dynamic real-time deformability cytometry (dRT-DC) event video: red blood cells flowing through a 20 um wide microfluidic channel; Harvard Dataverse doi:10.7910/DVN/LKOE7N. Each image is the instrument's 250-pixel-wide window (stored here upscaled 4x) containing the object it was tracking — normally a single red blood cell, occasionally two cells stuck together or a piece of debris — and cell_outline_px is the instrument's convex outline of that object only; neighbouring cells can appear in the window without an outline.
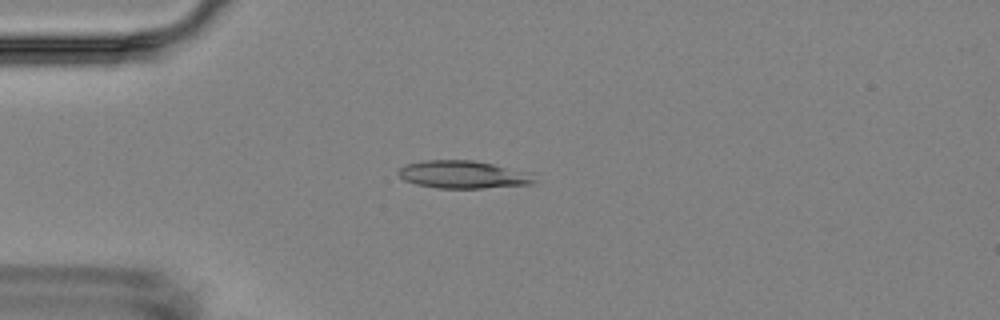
{"species": "Egyptian fruit bat (a non-hibernating species)", "species_latin": "Rousettus aegyptiacus", "temperature_condition": "room temperature", "stored_images_in_passage": 8, "camera_frame_rate_fps": 3000, "um_per_image_px": 0.085, "animal": {"sex": "female"}, "frame": {"image": 1, "passage_image": 4, "time_ms": 3.333, "image_size_px": [1000, 320], "cell_outline_px": [[536, 180], [532, 184], [484, 188], [436, 188], [416, 184], [404, 180], [396, 172], [400, 168], [408, 164], [424, 160], [472, 160], [532, 172]], "centroid_in_image_um": [39.39, 14.84], "position_along_channel_um": 45.6, "area_um2": 22.02}}
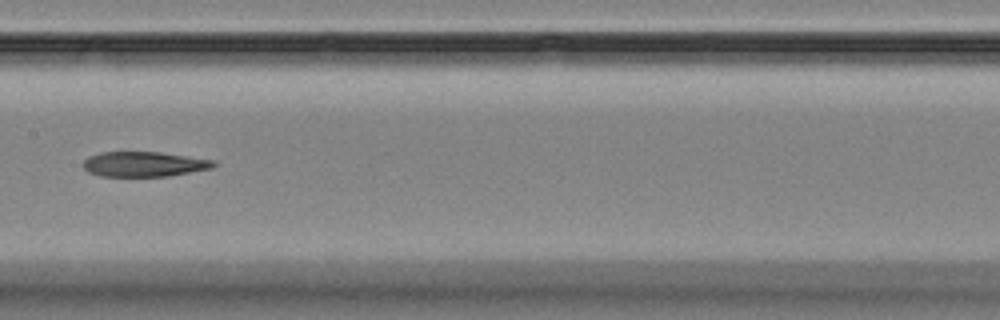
{"frame": {"image": 2, "passage_image": 8, "time_ms": 8.0, "image_size_px": [1000, 320], "cell_outline_px": [[216, 164], [212, 168], [168, 176], [100, 176], [88, 172], [84, 168], [84, 160], [88, 156], [100, 152], [160, 152], [216, 160]], "centroid_in_image_um": [12.25, 13.95], "position_along_channel_um": 195.2, "area_um2": 19.02}}